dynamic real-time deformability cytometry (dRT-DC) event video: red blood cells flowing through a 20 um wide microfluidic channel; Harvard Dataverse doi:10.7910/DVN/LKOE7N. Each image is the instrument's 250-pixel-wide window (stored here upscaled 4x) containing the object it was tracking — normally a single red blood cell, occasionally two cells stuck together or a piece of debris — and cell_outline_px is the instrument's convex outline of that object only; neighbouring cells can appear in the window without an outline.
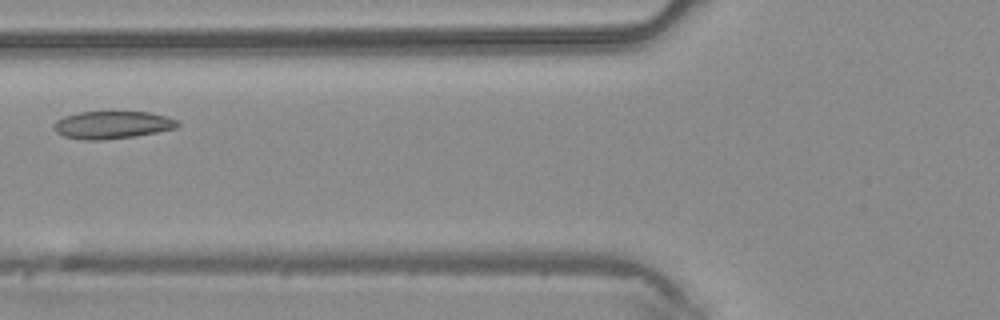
{"species": "common noctule bat (a hibernating species)", "species_latin": "Nyctalus noctula", "temperature_condition": "warm", "stored_images_in_passage": 3, "camera_frame_rate_fps": 3000, "um_per_image_px": 0.085, "animal": {"sex": "male", "body_mass_g": 20.4}, "frame": {"image": 1, "passage_image": 3, "time_ms": 0.667, "image_size_px": [1000, 320], "cell_outline_px": [[180, 124], [176, 128], [136, 136], [104, 140], [84, 140], [64, 136], [56, 132], [52, 128], [56, 120], [64, 116], [80, 112], [148, 112], [164, 116], [176, 120]], "centroid_in_image_um": [9.5, 10.62], "position_along_channel_um": 116.3, "area_um2": 19.83}}